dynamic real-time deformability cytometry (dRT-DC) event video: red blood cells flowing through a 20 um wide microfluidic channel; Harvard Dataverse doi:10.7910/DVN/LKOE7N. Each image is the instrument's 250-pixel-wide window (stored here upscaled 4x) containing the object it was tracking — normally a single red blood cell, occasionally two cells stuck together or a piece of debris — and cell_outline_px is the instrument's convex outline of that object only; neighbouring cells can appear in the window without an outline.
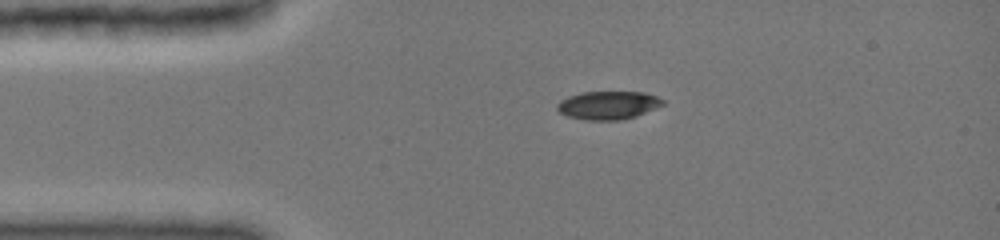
{"species": "common noctule bat (a hibernating species)", "species_latin": "Nyctalus noctula", "temperature_condition": "cold", "stored_images_in_passage": 5, "camera_frame_rate_fps": 3000, "um_per_image_px": 0.085, "animal": {"sex": "female", "body_mass_g": 19.0, "forearm_length_mm": 51.5}, "frame": {"image": 1, "passage_image": 1, "time_ms": 0.0, "image_size_px": [1000, 240], "cell_outline_px": [[664, 104], [636, 116], [620, 120], [584, 120], [568, 116], [560, 112], [556, 108], [556, 104], [560, 100], [584, 92], [644, 92], [656, 96], [664, 100]], "centroid_in_image_um": [51.69, 8.95], "position_along_channel_um": 33.3, "area_um2": 17.22}}